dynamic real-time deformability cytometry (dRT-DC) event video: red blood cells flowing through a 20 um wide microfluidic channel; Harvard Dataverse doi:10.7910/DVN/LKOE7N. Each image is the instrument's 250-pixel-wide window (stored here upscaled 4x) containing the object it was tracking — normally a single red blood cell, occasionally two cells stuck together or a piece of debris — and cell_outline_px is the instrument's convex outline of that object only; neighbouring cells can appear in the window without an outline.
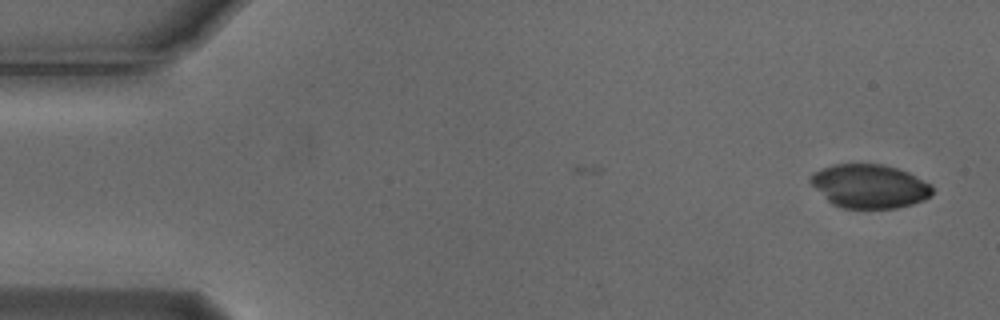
{"species": "Egyptian fruit bat (a non-hibernating species)", "species_latin": "Rousettus aegyptiacus", "temperature_condition": "cold", "stored_images_in_passage": 3, "camera_frame_rate_fps": 3000, "um_per_image_px": 0.085, "animal": {"sex": "male"}, "frame": {"image": 1, "passage_image": 3, "time_ms": 0.667, "image_size_px": [1000, 320], "cell_outline_px": [[932, 196], [924, 200], [912, 204], [896, 208], [840, 208], [832, 204], [808, 180], [812, 172], [820, 168], [832, 164], [884, 164], [908, 172], [932, 184]], "centroid_in_image_um": [73.91, 15.82], "position_along_channel_um": 11.1, "area_um2": 31.21}}